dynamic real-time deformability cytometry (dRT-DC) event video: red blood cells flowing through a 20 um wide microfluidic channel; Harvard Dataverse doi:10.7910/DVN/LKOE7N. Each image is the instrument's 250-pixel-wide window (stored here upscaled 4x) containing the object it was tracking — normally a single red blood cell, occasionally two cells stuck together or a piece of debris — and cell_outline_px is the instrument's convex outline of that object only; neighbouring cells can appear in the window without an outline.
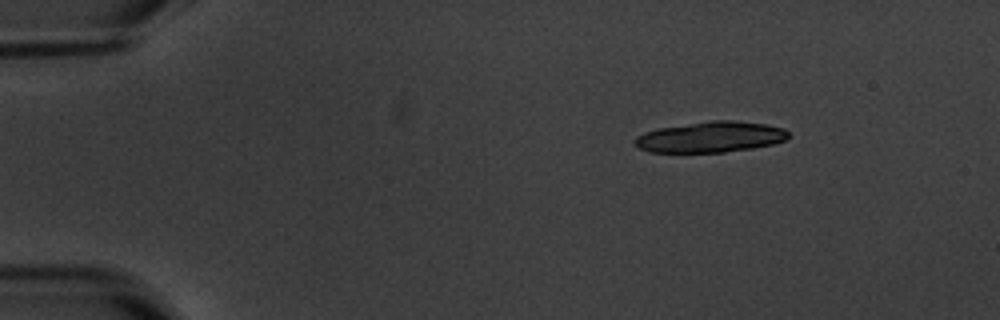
{"species": "common noctule bat (a hibernating species)", "species_latin": "Nyctalus noctula", "temperature_condition": "warm", "stored_images_in_passage": 6, "camera_frame_rate_fps": 3000, "um_per_image_px": 0.085, "animal": {"sex": "male", "body_mass_g": 20.1, "forearm_length_mm": 53.5}, "frame": {"image": 1, "passage_image": 1, "time_ms": 0.0, "image_size_px": [1000, 320], "cell_outline_px": [[788, 136], [784, 140], [772, 144], [752, 148], [724, 152], [648, 152], [640, 148], [632, 140], [636, 136], [644, 132], [660, 128], [712, 120], [732, 120], [764, 124], [784, 128], [788, 132]], "centroid_in_image_um": [60.37, 11.65], "position_along_channel_um": 24.6, "area_um2": 27.34}}
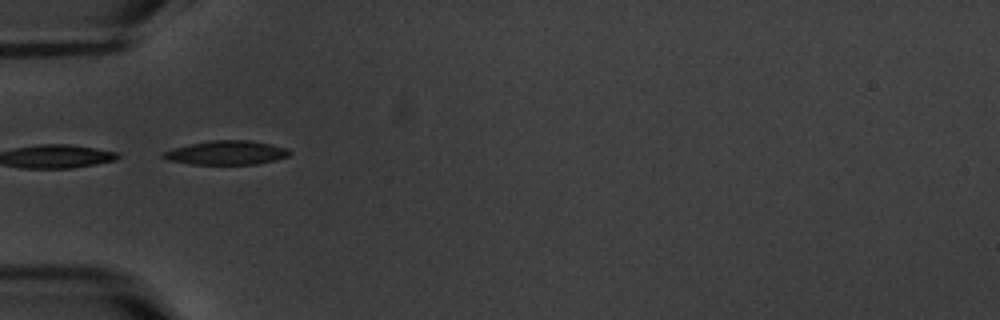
{"frame": {"image": 2, "passage_image": 4, "time_ms": 3.667, "image_size_px": [1000, 320], "cell_outline_px": [[292, 152], [288, 156], [276, 160], [256, 164], [192, 164], [168, 160], [160, 156], [160, 152], [172, 148], [212, 140], [248, 140], [272, 144], [288, 148]], "centroid_in_image_um": [19.25, 12.98], "position_along_channel_um": 65.8, "area_um2": 17.74}}